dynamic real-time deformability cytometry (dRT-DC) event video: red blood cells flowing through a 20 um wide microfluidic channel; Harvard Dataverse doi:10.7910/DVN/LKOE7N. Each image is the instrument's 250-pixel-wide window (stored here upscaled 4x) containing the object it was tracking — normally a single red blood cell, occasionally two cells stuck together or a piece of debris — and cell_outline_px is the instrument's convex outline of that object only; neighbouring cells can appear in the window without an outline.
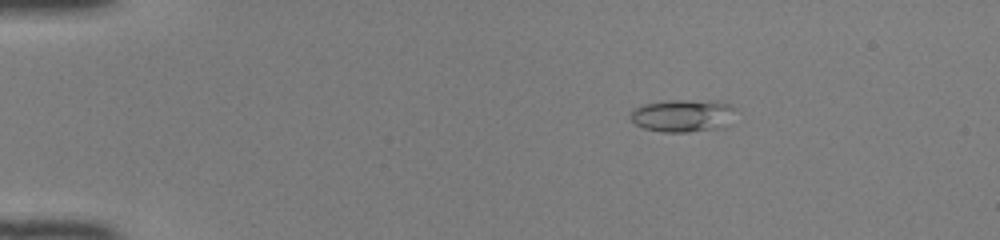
{"species": "common noctule bat (a hibernating species)", "species_latin": "Nyctalus noctula", "temperature_condition": "room temperature", "stored_images_in_passage": 44, "camera_frame_rate_fps": 3000, "um_per_image_px": 0.085, "animal": {"sex": "female", "body_mass_g": 22.0, "forearm_length_mm": 56.7}, "frame": {"image": 1, "passage_image": 3, "time_ms": 0.667, "image_size_px": [1000, 240], "cell_outline_px": [[732, 108], [708, 128], [688, 132], [664, 132], [644, 128], [636, 124], [632, 120], [632, 112], [636, 108], [644, 104], [668, 100], [684, 100], [732, 104]], "centroid_in_image_um": [57.72, 9.8], "position_along_channel_um": 27.3, "area_um2": 17.8}}
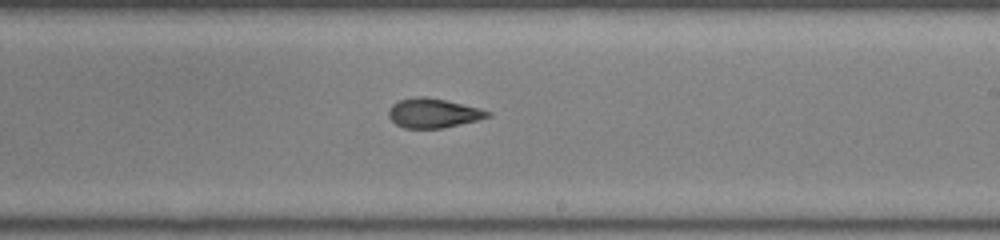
{"frame": {"image": 2, "passage_image": 25, "time_ms": 8.0, "image_size_px": [1000, 240], "cell_outline_px": [[492, 116], [476, 120], [440, 128], [404, 128], [396, 124], [388, 116], [388, 112], [392, 104], [400, 100], [416, 96], [424, 96], [444, 100], [480, 108], [492, 112]], "centroid_in_image_um": [36.81, 9.61], "position_along_channel_um": 252.2, "area_um2": 16.76}}
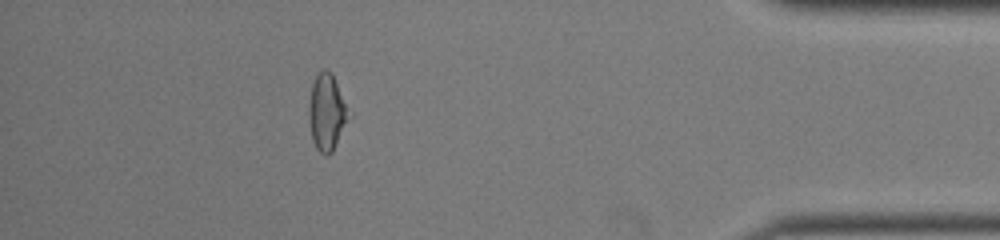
{"frame": {"image": 3, "passage_image": 39, "time_ms": 12.667, "image_size_px": [1000, 240], "cell_outline_px": [[352, 116], [332, 152], [328, 156], [324, 156], [316, 148], [312, 140], [308, 112], [308, 108], [312, 84], [316, 76], [324, 68], [332, 72]], "centroid_in_image_um": [27.81, 9.57], "position_along_channel_um": 407.4, "area_um2": 18.03}, "authors_computed_cell_mechanics": {"area_um2": 17.0799, "velocity_mm_per_s": 4.1613, "shape_relaxation_time_tau1_ms": 6.3486, "shape_relaxation_time_tau2_ms": 2.274, "deformation_change_tau1": 0.1989, "deformation_change_tau2": 0.1103}}